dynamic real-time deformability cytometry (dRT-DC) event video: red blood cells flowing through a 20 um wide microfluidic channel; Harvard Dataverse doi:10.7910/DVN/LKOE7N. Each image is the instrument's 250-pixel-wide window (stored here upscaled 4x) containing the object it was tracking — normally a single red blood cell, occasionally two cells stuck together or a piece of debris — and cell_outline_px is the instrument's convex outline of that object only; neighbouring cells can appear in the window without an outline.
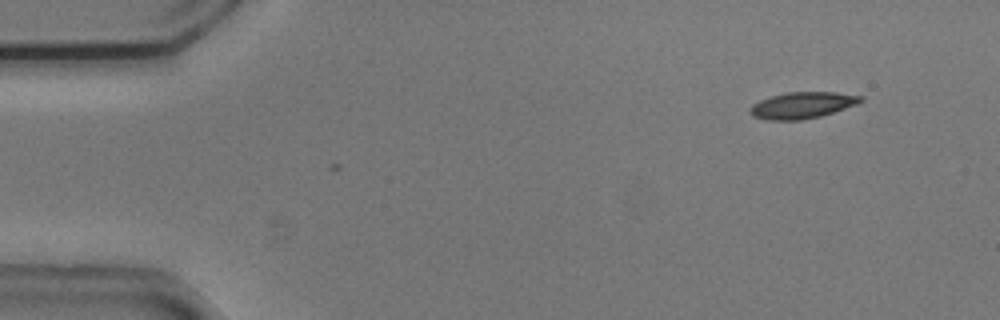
{"species": "common noctule bat (a hibernating species)", "species_latin": "Nyctalus noctula", "temperature_condition": "cold", "stored_images_in_passage": 5, "camera_frame_rate_fps": 3000, "um_per_image_px": 0.085, "animal": {"sex": "male", "body_mass_g": 20.5, "forearm_length_mm": 52.5}, "frame": {"image": 1, "passage_image": 5, "time_ms": 1.333, "image_size_px": [1000, 320], "cell_outline_px": [[864, 100], [856, 104], [820, 116], [800, 120], [768, 120], [752, 116], [748, 112], [748, 108], [752, 104], [760, 100], [784, 92], [836, 92], [864, 96]], "centroid_in_image_um": [68.15, 8.94], "position_along_channel_um": 16.8, "area_um2": 17.05}}